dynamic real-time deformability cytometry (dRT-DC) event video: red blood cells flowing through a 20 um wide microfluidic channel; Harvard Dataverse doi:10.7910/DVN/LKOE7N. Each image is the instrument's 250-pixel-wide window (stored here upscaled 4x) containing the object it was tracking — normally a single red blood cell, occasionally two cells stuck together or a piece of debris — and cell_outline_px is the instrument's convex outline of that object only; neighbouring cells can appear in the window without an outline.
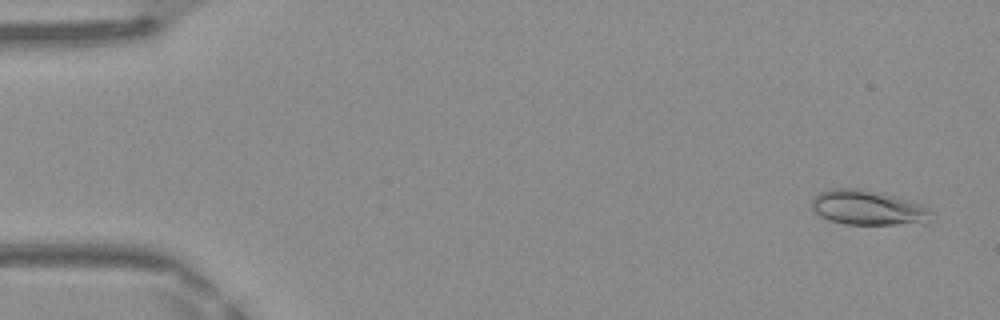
{"species": "Egyptian fruit bat (a non-hibernating species)", "species_latin": "Rousettus aegyptiacus", "temperature_condition": "warm", "stored_images_in_passage": 16, "camera_frame_rate_fps": 3000, "um_per_image_px": 0.085, "frame": {"image": 1, "passage_image": 3, "time_ms": 0.667, "image_size_px": [1000, 320], "cell_outline_px": [[932, 212], [924, 224], [844, 224], [828, 220], [820, 216], [812, 208], [812, 200], [820, 192], [832, 188], [864, 188], [884, 192], [920, 204], [928, 208]], "centroid_in_image_um": [73.77, 17.64], "position_along_channel_um": 11.2, "area_um2": 24.39}}